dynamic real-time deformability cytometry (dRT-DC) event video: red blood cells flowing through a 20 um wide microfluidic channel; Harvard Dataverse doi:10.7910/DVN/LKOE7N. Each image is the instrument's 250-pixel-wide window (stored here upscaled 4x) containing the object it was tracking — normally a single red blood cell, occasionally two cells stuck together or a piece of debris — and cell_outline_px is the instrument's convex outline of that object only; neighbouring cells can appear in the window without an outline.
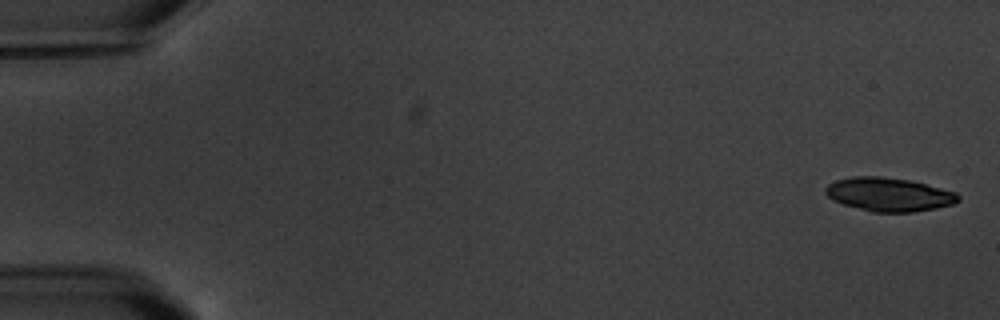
{"species": "common noctule bat (a hibernating species)", "species_latin": "Nyctalus noctula", "temperature_condition": "warm", "stored_images_in_passage": 6, "camera_frame_rate_fps": 3000, "um_per_image_px": 0.085, "animal": {"sex": "male", "body_mass_g": 20.1, "forearm_length_mm": 53.5}, "frame": {"image": 1, "passage_image": 1, "time_ms": 0.0, "image_size_px": [1000, 320], "cell_outline_px": [[960, 200], [952, 204], [936, 208], [912, 212], [872, 212], [844, 204], [832, 200], [824, 192], [824, 188], [828, 184], [836, 180], [852, 176], [880, 176], [908, 180], [956, 192], [960, 196]], "centroid_in_image_um": [75.53, 16.53], "position_along_channel_um": 9.5, "area_um2": 25.89}}
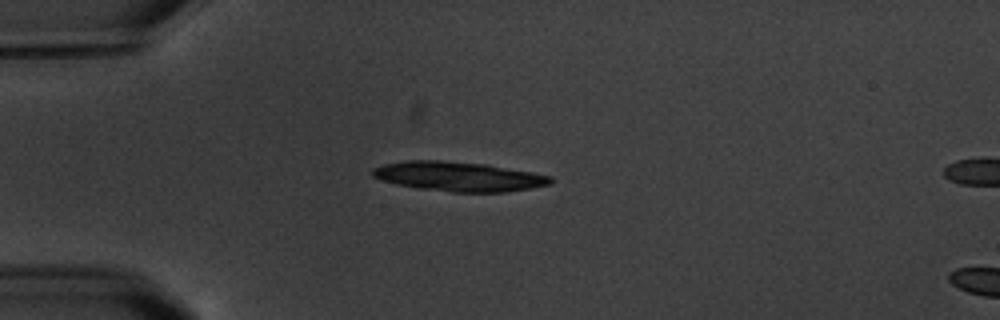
{"frame": {"image": 2, "passage_image": 5, "time_ms": 4.667, "image_size_px": [1000, 320], "cell_outline_px": [[556, 180], [552, 184], [532, 188], [504, 192], [452, 192], [420, 188], [396, 184], [380, 180], [372, 176], [372, 168], [384, 164], [408, 160], [436, 160], [484, 164], [532, 172], [552, 176]], "centroid_in_image_um": [39.01, 15.0], "position_along_channel_um": 46.0, "area_um2": 30.63}}